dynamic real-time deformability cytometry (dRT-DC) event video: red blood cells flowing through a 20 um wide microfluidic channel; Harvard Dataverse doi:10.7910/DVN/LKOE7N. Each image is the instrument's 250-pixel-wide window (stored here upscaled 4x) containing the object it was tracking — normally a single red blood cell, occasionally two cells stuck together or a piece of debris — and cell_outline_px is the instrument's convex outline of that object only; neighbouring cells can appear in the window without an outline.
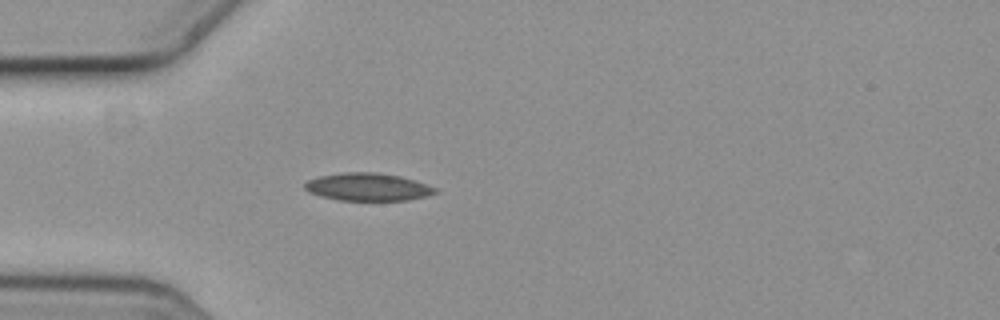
{"species": "common noctule bat (a hibernating species)", "species_latin": "Nyctalus noctula", "temperature_condition": "cold", "stored_images_in_passage": 3, "camera_frame_rate_fps": 3000, "um_per_image_px": 0.085, "animal": {"sex": "female", "body_mass_g": 19.3, "forearm_length_mm": 54.1}, "frame": {"image": 1, "passage_image": 3, "time_ms": 0.667, "image_size_px": [1000, 320], "cell_outline_px": [[440, 192], [408, 200], [340, 200], [320, 196], [308, 192], [304, 188], [304, 184], [308, 180], [320, 176], [344, 172], [376, 172], [400, 176], [436, 188]], "centroid_in_image_um": [31.23, 15.89], "position_along_channel_um": 53.8, "area_um2": 20.87}}